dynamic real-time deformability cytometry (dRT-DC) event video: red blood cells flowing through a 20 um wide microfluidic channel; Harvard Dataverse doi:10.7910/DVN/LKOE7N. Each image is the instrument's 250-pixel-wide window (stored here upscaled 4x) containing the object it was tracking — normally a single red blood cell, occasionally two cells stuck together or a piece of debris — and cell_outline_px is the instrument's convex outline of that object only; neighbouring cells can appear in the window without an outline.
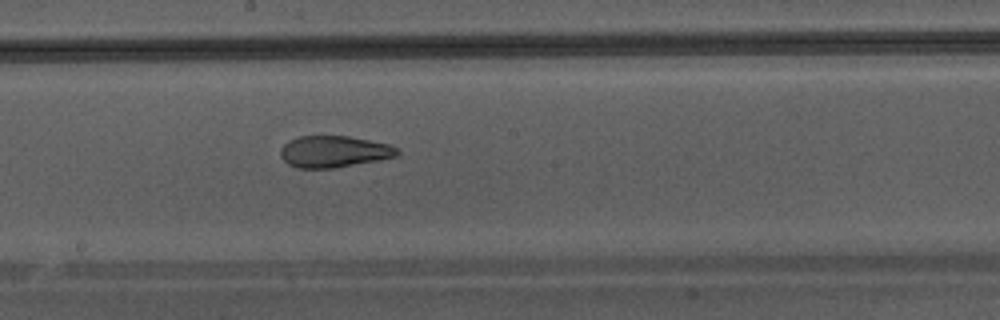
{"species": "Egyptian fruit bat (a non-hibernating species)", "species_latin": "Rousettus aegyptiacus", "temperature_condition": "warm", "stored_images_in_passage": 44, "camera_frame_rate_fps": 3000, "um_per_image_px": 0.085, "animal": {"sex": "male"}, "frame": {"image": 1, "passage_image": 26, "time_ms": 8.333, "image_size_px": [1000, 320], "cell_outline_px": [[400, 152], [396, 156], [376, 160], [332, 168], [296, 168], [288, 164], [280, 156], [280, 148], [288, 140], [296, 136], [348, 136], [388, 144], [396, 148]], "centroid_in_image_um": [28.31, 12.88], "position_along_channel_um": 219.9, "area_um2": 21.33}}